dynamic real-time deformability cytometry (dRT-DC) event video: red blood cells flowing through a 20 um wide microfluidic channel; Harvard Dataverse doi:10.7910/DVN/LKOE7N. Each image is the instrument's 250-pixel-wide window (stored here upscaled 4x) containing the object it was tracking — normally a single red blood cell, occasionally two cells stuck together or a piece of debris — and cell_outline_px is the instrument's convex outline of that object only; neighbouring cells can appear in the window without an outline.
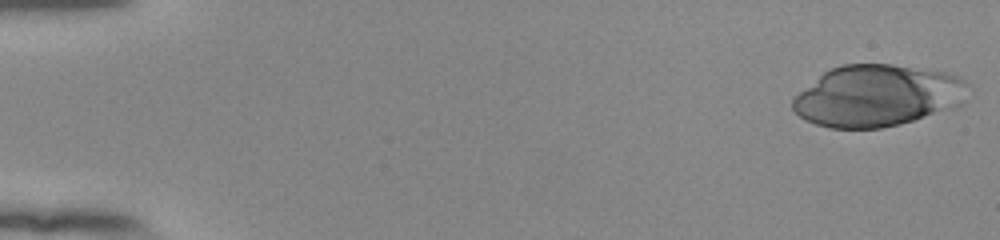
{"species": "human", "species_latin": "Homo sapiens", "temperature_condition": "room temperature", "stored_images_in_passage": 16, "camera_frame_rate_fps": 3000, "um_per_image_px": 0.085, "donor": {"sex": "female"}, "frame": {"image": 1, "passage_image": 1, "time_ms": 0.0, "image_size_px": [1000, 240], "cell_outline_px": [[968, 84], [940, 108], [932, 112], [912, 120], [900, 124], [880, 128], [828, 128], [804, 120], [792, 108], [792, 100], [800, 92], [824, 72], [832, 68], [844, 64], [892, 64], [944, 72], [960, 76]], "centroid_in_image_um": [74.34, 8.12], "position_along_channel_um": 10.7, "area_um2": 60.34}}